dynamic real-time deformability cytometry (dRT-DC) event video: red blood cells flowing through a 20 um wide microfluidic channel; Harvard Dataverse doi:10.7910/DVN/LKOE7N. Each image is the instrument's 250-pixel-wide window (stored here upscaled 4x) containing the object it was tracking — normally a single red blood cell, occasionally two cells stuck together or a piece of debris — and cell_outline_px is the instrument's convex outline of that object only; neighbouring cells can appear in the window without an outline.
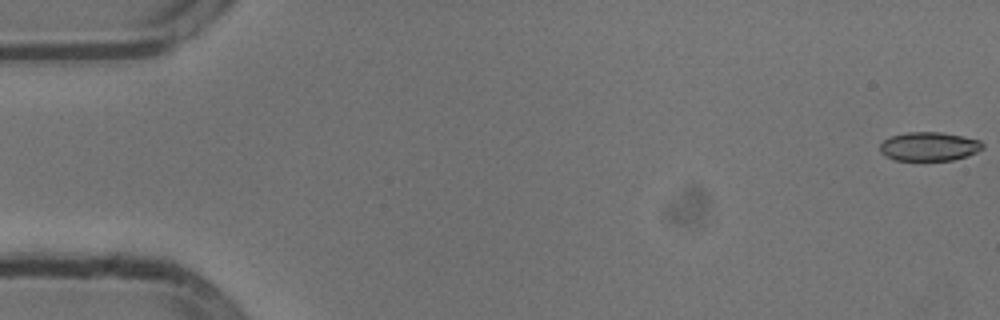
{"species": "common noctule bat (a hibernating species)", "species_latin": "Nyctalus noctula", "temperature_condition": "cold", "stored_images_in_passage": 54, "camera_frame_rate_fps": 3000, "um_per_image_px": 0.085, "animal": {"sex": "male", "body_mass_g": 13.3}, "frame": {"image": 1, "passage_image": 1, "time_ms": 0.0, "image_size_px": [1000, 320], "cell_outline_px": [[984, 148], [968, 156], [952, 160], [896, 160], [884, 156], [880, 152], [880, 144], [884, 140], [892, 136], [908, 132], [940, 132], [964, 136], [980, 140], [984, 144]], "centroid_in_image_um": [78.99, 12.45], "position_along_channel_um": 6.0, "area_um2": 17.34}}
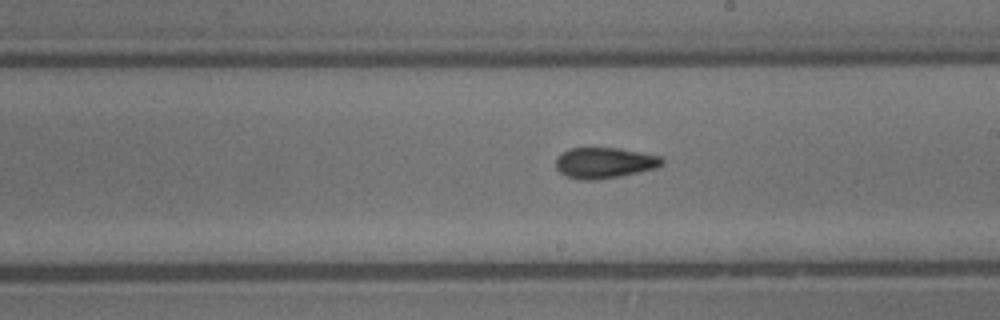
{"frame": {"image": 2, "passage_image": 31, "time_ms": 10.0, "image_size_px": [1000, 320], "cell_outline_px": [[664, 164], [656, 168], [620, 176], [596, 180], [580, 180], [568, 176], [560, 172], [556, 168], [556, 156], [568, 148], [620, 148], [660, 156], [664, 160]], "centroid_in_image_um": [51.37, 13.84], "position_along_channel_um": 237.6, "area_um2": 19.13}}
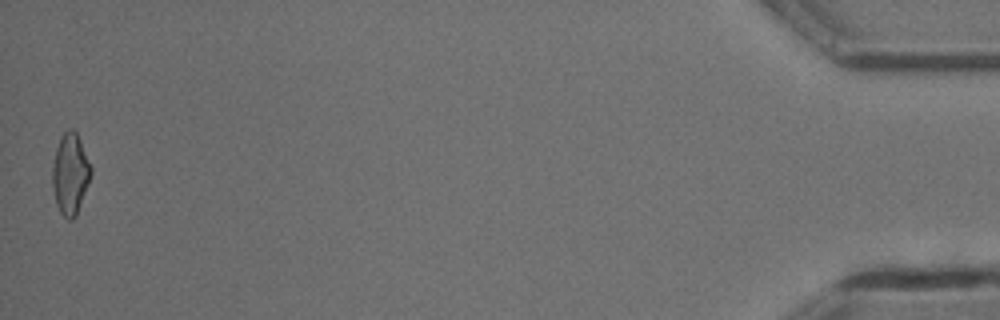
{"frame": {"image": 3, "passage_image": 54, "time_ms": 17.667, "image_size_px": [1000, 320], "cell_outline_px": [[92, 172], [88, 184], [76, 216], [72, 220], [68, 220], [60, 212], [56, 204], [52, 184], [52, 168], [56, 148], [60, 136], [68, 128], [72, 128], [76, 132], [80, 140], [92, 168]], "centroid_in_image_um": [5.96, 14.77], "position_along_channel_um": 429.2, "area_um2": 18.21}, "authors_computed_cell_mechanics": {"area_um2": 18.496, "velocity_mm_per_s": 3.8139, "shape_relaxation_time_tau1_ms": 9.5404, "shape_relaxation_time_tau2_ms": 4.281, "deformation_change_tau1": 0.1623, "deformation_change_tau2": 0.0815}}